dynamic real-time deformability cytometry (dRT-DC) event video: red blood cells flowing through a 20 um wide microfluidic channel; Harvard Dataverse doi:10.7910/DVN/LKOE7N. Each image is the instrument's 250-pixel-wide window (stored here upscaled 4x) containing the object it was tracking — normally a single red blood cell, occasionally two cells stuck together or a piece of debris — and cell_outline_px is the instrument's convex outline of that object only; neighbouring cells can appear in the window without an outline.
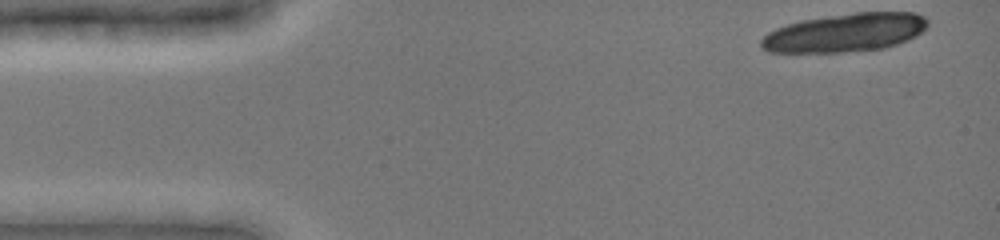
{"species": "common noctule bat (a hibernating species)", "species_latin": "Nyctalus noctula", "temperature_condition": "cold", "stored_images_in_passage": 15, "camera_frame_rate_fps": 3000, "um_per_image_px": 0.085, "animal": {"sex": "female", "body_mass_g": 19.0, "forearm_length_mm": 51.5}, "frame": {"image": 1, "passage_image": 1, "time_ms": 0.0, "image_size_px": [1000, 240], "cell_outline_px": [[928, 24], [916, 36], [908, 40], [884, 48], [844, 52], [768, 52], [760, 48], [760, 40], [768, 32], [776, 28], [800, 20], [856, 12], [916, 12], [924, 16], [928, 20]], "centroid_in_image_um": [71.83, 2.77], "position_along_channel_um": 13.2, "area_um2": 37.34}}